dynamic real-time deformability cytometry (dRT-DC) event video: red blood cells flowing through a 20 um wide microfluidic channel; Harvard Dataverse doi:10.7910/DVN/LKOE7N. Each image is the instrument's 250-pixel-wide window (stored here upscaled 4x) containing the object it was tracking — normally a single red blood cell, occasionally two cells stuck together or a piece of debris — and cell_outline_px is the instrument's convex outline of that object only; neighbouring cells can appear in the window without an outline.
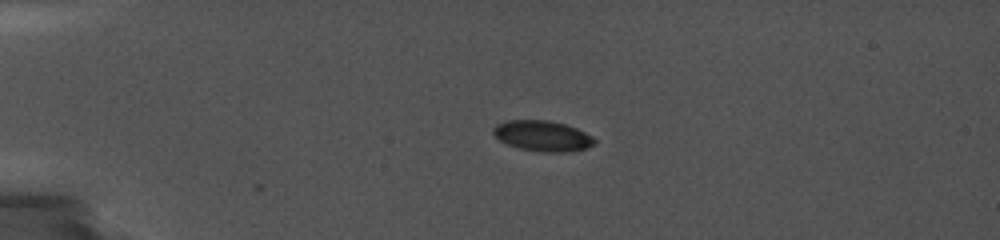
{"species": "common noctule bat (a hibernating species)", "species_latin": "Nyctalus noctula", "temperature_condition": "cold", "stored_images_in_passage": 5, "camera_frame_rate_fps": 5000, "um_per_image_px": 0.085, "animal": {"sex": "female", "body_mass_g": 19.0, "forearm_length_mm": 56.7}, "frame": {"image": 1, "passage_image": 1, "time_ms": 0.0, "image_size_px": [1000, 240], "cell_outline_px": [[596, 144], [584, 148], [564, 152], [548, 152], [520, 148], [508, 144], [500, 140], [492, 132], [492, 128], [496, 124], [504, 120], [548, 120], [564, 124], [576, 128], [592, 136], [596, 140]], "centroid_in_image_um": [46.1, 11.53], "position_along_channel_um": 38.9, "area_um2": 17.86}}